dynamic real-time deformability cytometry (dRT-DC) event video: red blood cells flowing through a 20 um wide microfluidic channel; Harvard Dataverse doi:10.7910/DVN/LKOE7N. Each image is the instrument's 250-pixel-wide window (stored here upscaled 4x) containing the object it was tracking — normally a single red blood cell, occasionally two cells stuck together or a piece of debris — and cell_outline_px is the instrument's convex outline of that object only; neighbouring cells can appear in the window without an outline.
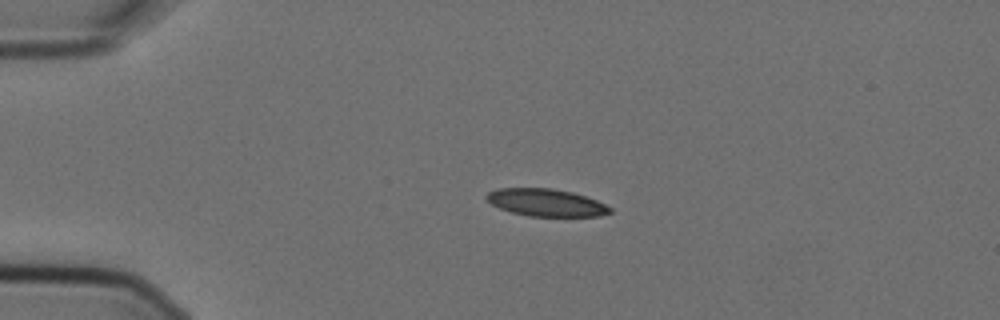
{"species": "Egyptian fruit bat (a non-hibernating species)", "species_latin": "Rousettus aegyptiacus", "temperature_condition": "cold", "stored_images_in_passage": 2, "camera_frame_rate_fps": 3000, "um_per_image_px": 0.085, "animal": {"sex": "female"}, "frame": {"image": 1, "passage_image": 1, "time_ms": 0.0, "image_size_px": [1000, 320], "cell_outline_px": [[612, 212], [600, 216], [528, 216], [512, 212], [500, 208], [492, 204], [484, 196], [488, 192], [496, 188], [552, 188], [572, 192], [596, 200], [612, 208]], "centroid_in_image_um": [46.41, 17.21], "position_along_channel_um": 38.6, "area_um2": 19.65}}